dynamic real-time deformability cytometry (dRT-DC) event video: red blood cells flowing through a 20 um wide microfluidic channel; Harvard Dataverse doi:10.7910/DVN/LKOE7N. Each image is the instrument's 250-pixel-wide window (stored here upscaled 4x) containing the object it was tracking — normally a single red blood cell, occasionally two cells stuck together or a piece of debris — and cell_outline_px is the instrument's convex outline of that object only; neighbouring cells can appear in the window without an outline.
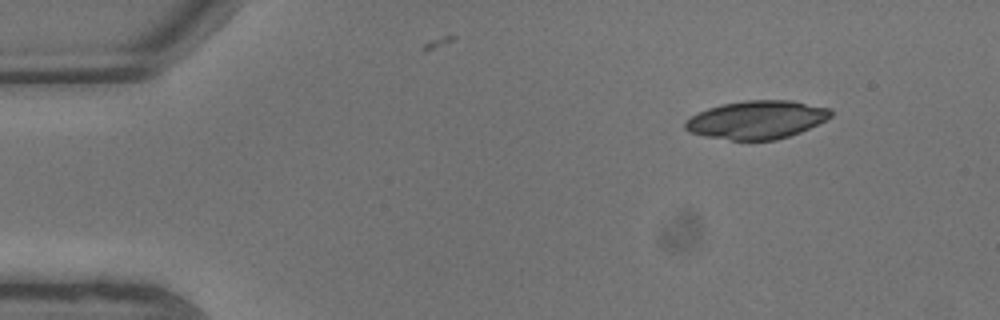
{"species": "common noctule bat (a hibernating species)", "species_latin": "Nyctalus noctula", "temperature_condition": "warm", "stored_images_in_passage": 7, "camera_frame_rate_fps": 3000, "um_per_image_px": 0.085, "animal": {"sex": "male", "body_mass_g": 13.3}, "frame": {"image": 1, "passage_image": 1, "time_ms": 0.0, "image_size_px": [1000, 320], "cell_outline_px": [[832, 116], [800, 132], [776, 140], [732, 140], [704, 136], [688, 132], [684, 128], [684, 120], [708, 108], [720, 104], [744, 100], [792, 100], [832, 108]], "centroid_in_image_um": [64.31, 10.17], "position_along_channel_um": 20.7, "area_um2": 32.54}}